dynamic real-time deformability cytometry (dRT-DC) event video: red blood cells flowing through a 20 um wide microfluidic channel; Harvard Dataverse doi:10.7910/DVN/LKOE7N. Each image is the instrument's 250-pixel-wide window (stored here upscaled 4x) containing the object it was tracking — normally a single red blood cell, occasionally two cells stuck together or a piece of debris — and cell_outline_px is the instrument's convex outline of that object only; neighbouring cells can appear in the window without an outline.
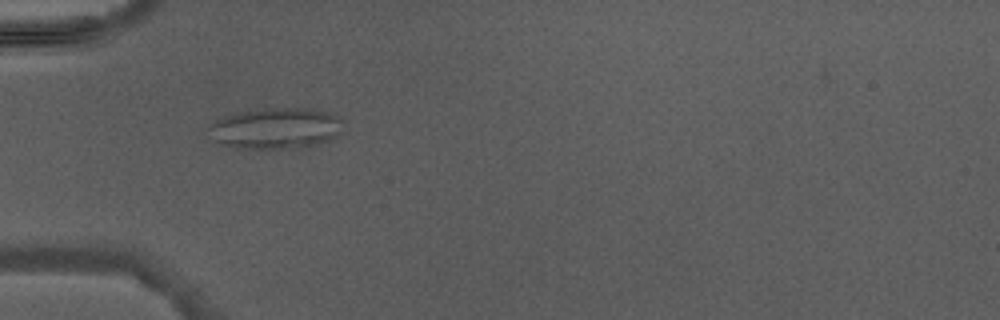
{"species": "Egyptian fruit bat (a non-hibernating species)", "species_latin": "Rousettus aegyptiacus", "temperature_condition": "warm", "stored_images_in_passage": 5, "camera_frame_rate_fps": 3000, "um_per_image_px": 0.085, "animal": {"sex": "male"}, "frame": {"image": 1, "passage_image": 4, "time_ms": 5.0, "image_size_px": [1000, 320], "cell_outline_px": [[344, 132], [340, 136], [304, 148], [240, 148], [224, 144], [216, 140], [204, 128], [216, 120], [236, 112], [272, 108], [312, 108], [328, 112], [340, 116], [344, 120]], "centroid_in_image_um": [23.54, 10.9], "position_along_channel_um": 61.5, "area_um2": 32.6}}